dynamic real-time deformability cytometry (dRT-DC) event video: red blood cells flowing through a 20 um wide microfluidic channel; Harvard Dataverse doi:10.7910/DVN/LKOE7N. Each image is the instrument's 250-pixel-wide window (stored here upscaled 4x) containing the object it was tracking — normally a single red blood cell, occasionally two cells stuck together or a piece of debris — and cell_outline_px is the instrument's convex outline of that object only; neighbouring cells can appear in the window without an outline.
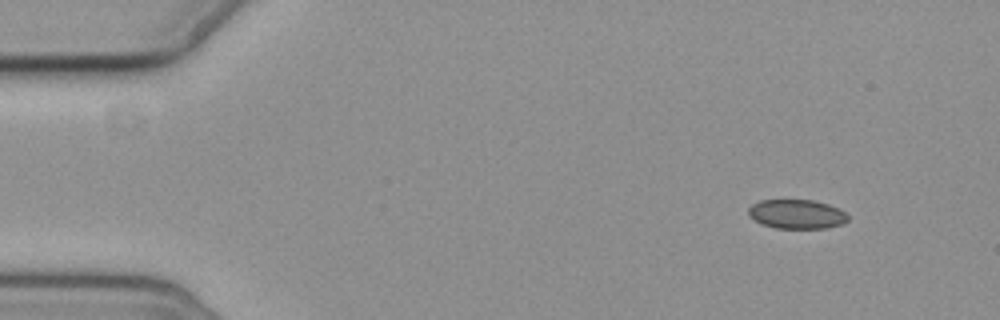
{"species": "common noctule bat (a hibernating species)", "species_latin": "Nyctalus noctula", "temperature_condition": "cold", "stored_images_in_passage": 9, "camera_frame_rate_fps": 3000, "um_per_image_px": 0.085, "animal": {"sex": "female", "body_mass_g": 19.3, "forearm_length_mm": 54.1}, "frame": {"image": 1, "passage_image": 1, "time_ms": 0.0, "image_size_px": [1000, 320], "cell_outline_px": [[848, 220], [840, 224], [828, 228], [776, 228], [760, 224], [748, 216], [748, 208], [752, 204], [760, 200], [812, 200], [828, 204], [844, 212], [848, 216]], "centroid_in_image_um": [67.67, 18.2], "position_along_channel_um": 17.3, "area_um2": 16.94}}
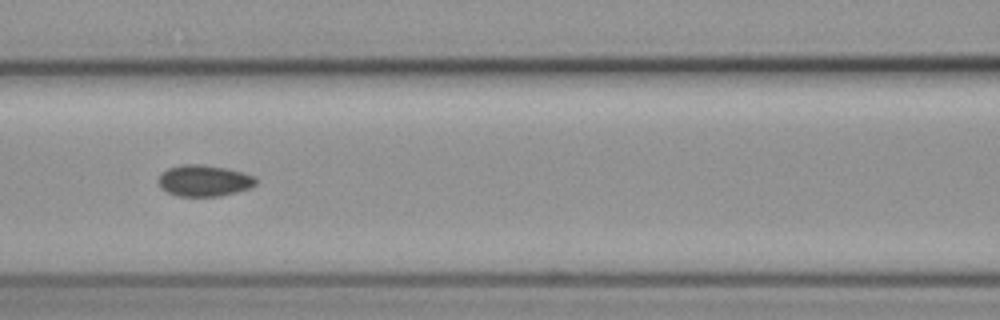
{"frame": {"image": 2, "passage_image": 6, "time_ms": 6.667, "image_size_px": [1000, 320], "cell_outline_px": [[256, 184], [248, 188], [236, 192], [220, 196], [176, 196], [160, 188], [160, 176], [168, 168], [180, 164], [204, 164], [228, 168], [256, 176]], "centroid_in_image_um": [17.37, 15.34], "position_along_channel_um": 149.2, "area_um2": 17.8}}
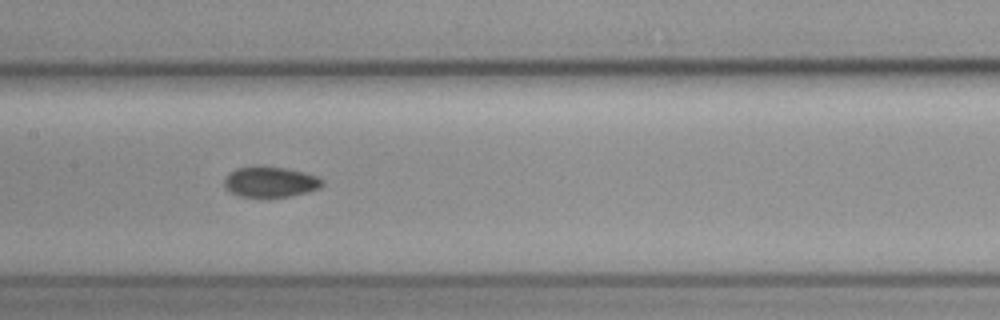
{"frame": {"image": 3, "passage_image": 7, "time_ms": 7.667, "image_size_px": [1000, 320], "cell_outline_px": [[324, 184], [320, 188], [308, 192], [292, 196], [268, 200], [240, 196], [228, 192], [224, 188], [224, 180], [236, 168], [284, 168], [304, 172], [316, 176], [324, 180]], "centroid_in_image_um": [23.0, 15.55], "position_along_channel_um": 184.4, "area_um2": 17.69}}